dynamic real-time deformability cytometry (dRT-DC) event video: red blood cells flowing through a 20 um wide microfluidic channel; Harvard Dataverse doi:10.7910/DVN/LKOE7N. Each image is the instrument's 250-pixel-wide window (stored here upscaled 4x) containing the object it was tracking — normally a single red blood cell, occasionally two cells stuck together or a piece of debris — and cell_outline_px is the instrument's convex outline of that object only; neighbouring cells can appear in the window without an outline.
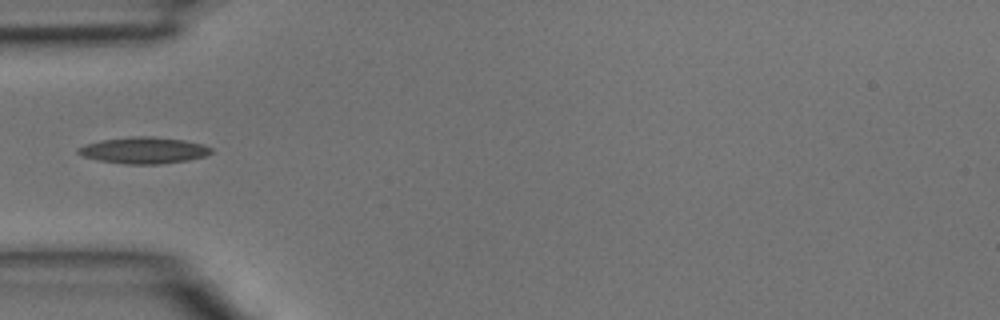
{"species": "common noctule bat (a hibernating species)", "species_latin": "Nyctalus noctula", "temperature_condition": "room temperature", "stored_images_in_passage": 4, "camera_frame_rate_fps": 3000, "um_per_image_px": 0.085, "animal": {"sex": "male", "body_mass_g": 15.6}, "frame": {"image": 1, "passage_image": 4, "time_ms": 1.0, "image_size_px": [1000, 320], "cell_outline_px": [[212, 152], [204, 156], [188, 160], [160, 164], [124, 164], [100, 160], [84, 156], [76, 152], [76, 148], [100, 140], [132, 136], [152, 136], [184, 140], [200, 144], [212, 148]], "centroid_in_image_um": [12.21, 12.77], "position_along_channel_um": 72.8, "area_um2": 20.35}}